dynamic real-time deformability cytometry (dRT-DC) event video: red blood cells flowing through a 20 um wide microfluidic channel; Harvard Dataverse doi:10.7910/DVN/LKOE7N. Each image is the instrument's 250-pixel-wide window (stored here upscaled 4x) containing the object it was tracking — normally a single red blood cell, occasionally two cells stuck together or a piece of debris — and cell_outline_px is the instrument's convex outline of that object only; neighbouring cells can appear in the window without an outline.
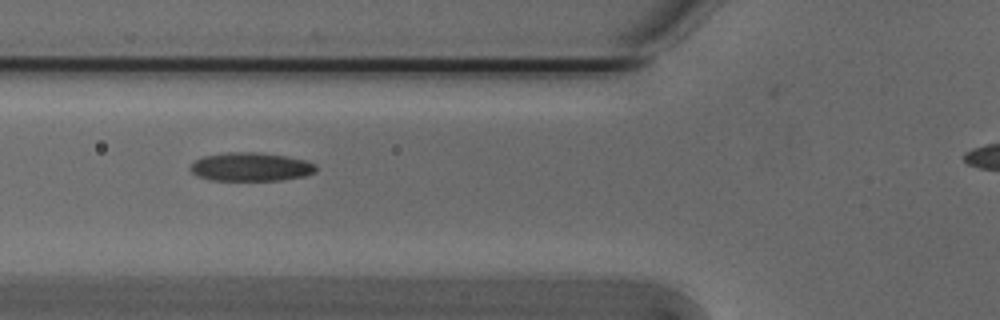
{"species": "Egyptian fruit bat (a non-hibernating species)", "species_latin": "Rousettus aegyptiacus", "temperature_condition": "cold", "stored_images_in_passage": 39, "camera_frame_rate_fps": 3000, "um_per_image_px": 0.085, "animal": {"sex": "male"}, "frame": {"image": 1, "passage_image": 11, "time_ms": 3.333, "image_size_px": [1000, 320], "cell_outline_px": [[316, 172], [304, 176], [280, 180], [212, 180], [196, 176], [188, 168], [196, 160], [204, 156], [224, 152], [260, 152], [284, 156], [304, 160], [316, 164]], "centroid_in_image_um": [21.3, 14.18], "position_along_channel_um": 104.5, "area_um2": 20.92}}
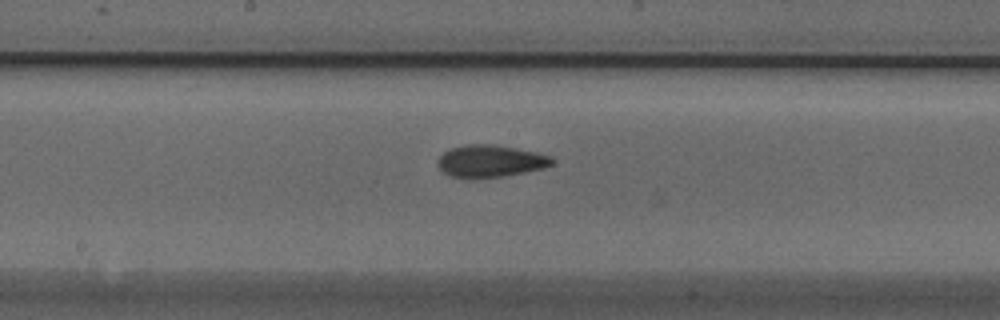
{"frame": {"image": 2, "passage_image": 19, "time_ms": 6.0, "image_size_px": [1000, 320], "cell_outline_px": [[552, 164], [544, 168], [504, 176], [472, 180], [452, 176], [444, 172], [436, 164], [440, 156], [444, 152], [452, 148], [468, 144], [488, 144], [536, 152], [552, 156]], "centroid_in_image_um": [41.65, 13.72], "position_along_channel_um": 206.5, "area_um2": 21.39}}
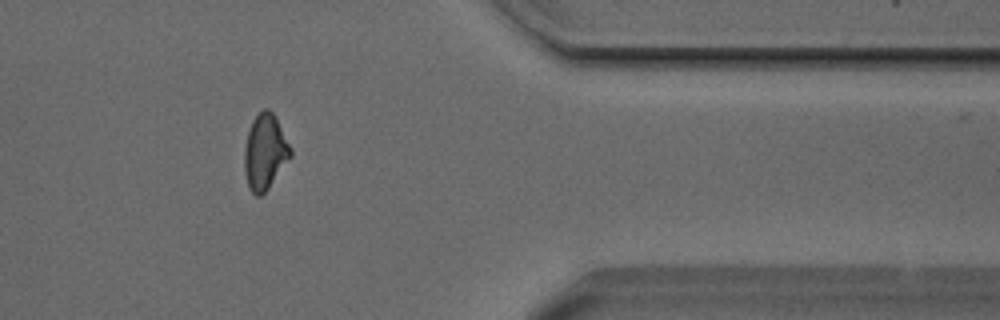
{"frame": {"image": 3, "passage_image": 35, "time_ms": 11.333, "image_size_px": [1000, 320], "cell_outline_px": [[292, 156], [268, 188], [260, 196], [256, 196], [248, 188], [244, 172], [244, 148], [248, 132], [252, 120], [264, 108], [268, 108], [276, 116], [292, 148]], "centroid_in_image_um": [22.53, 12.91], "position_along_channel_um": 388.9, "area_um2": 20.46}, "authors_computed_cell_mechanics": {"area_um2": 20.4612, "velocity_mm_per_s": 3.8241, "shape_relaxation_time_tau1_ms": 9.4972, "shape_relaxation_time_tau2_ms": 4.4901, "deformation_change_tau1": 0.2146, "deformation_change_tau2": 0.1022}}